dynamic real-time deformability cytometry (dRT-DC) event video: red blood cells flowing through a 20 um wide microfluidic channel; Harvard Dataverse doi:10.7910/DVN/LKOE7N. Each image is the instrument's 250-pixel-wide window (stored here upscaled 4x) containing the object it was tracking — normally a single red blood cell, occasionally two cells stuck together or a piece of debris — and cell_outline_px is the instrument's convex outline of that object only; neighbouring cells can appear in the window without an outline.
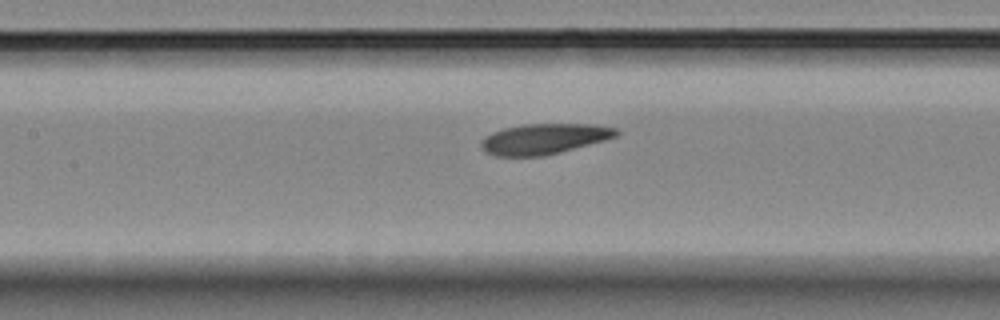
{"species": "Egyptian fruit bat (a non-hibernating species)", "species_latin": "Rousettus aegyptiacus", "temperature_condition": "room temperature", "stored_images_in_passage": 5, "camera_frame_rate_fps": 3000, "um_per_image_px": 0.085, "animal": {"sex": "female"}, "frame": {"image": 1, "passage_image": 5, "time_ms": 4.667, "image_size_px": [1000, 320], "cell_outline_px": [[620, 132], [616, 136], [604, 140], [560, 152], [544, 156], [496, 156], [484, 152], [480, 144], [480, 140], [484, 136], [492, 132], [504, 128], [520, 124], [592, 124], [616, 128]], "centroid_in_image_um": [46.19, 11.8], "position_along_channel_um": 161.2, "area_um2": 24.1}}